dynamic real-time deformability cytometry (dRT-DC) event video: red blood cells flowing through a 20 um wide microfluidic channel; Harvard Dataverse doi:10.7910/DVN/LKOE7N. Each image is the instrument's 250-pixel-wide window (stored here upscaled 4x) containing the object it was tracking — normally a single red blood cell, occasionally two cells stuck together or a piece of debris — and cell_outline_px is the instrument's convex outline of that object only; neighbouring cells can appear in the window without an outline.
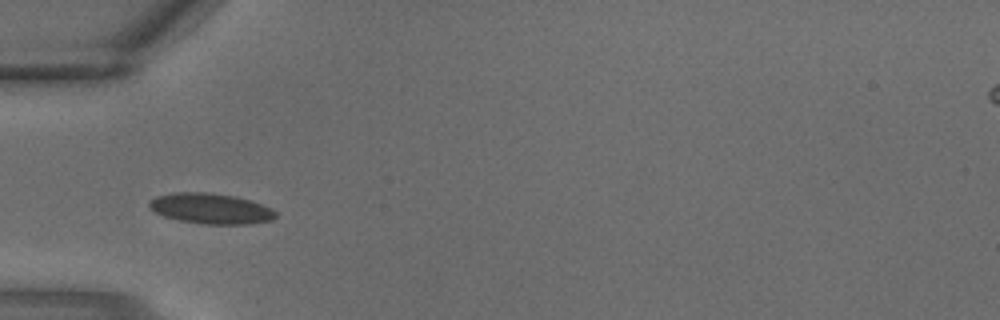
{"species": "common noctule bat (a hibernating species)", "species_latin": "Nyctalus noctula", "temperature_condition": "warm", "stored_images_in_passage": 2, "camera_frame_rate_fps": 3000, "um_per_image_px": 0.085, "animal": {"sex": "male", "body_mass_g": 18.8}, "frame": {"image": 1, "passage_image": 2, "time_ms": 0.333, "image_size_px": [1000, 320], "cell_outline_px": [[276, 216], [272, 220], [252, 224], [204, 224], [176, 220], [164, 216], [148, 208], [148, 200], [156, 196], [172, 192], [208, 192], [236, 196], [272, 208], [276, 212]], "centroid_in_image_um": [17.88, 17.72], "position_along_channel_um": 67.1, "area_um2": 22.72}}